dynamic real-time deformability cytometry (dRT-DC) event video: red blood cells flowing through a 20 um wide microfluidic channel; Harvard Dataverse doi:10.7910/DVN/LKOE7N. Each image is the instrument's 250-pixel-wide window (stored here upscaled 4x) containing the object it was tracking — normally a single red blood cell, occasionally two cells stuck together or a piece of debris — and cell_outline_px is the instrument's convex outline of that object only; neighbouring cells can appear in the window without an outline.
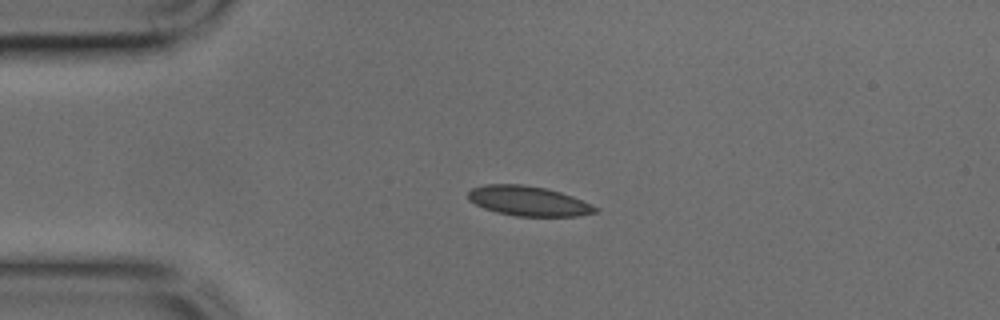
{"species": "common noctule bat (a hibernating species)", "species_latin": "Nyctalus noctula", "temperature_condition": "cold", "stored_images_in_passage": 44, "camera_frame_rate_fps": 3000, "um_per_image_px": 0.085, "animal": {"sex": "male", "body_mass_g": 17.9, "forearm_length_mm": 54.2}, "frame": {"image": 1, "passage_image": 9, "time_ms": 2.667, "image_size_px": [1000, 320], "cell_outline_px": [[600, 212], [576, 216], [516, 216], [496, 212], [484, 208], [468, 200], [468, 192], [472, 188], [484, 184], [520, 184], [544, 188], [560, 192], [572, 196], [600, 208]], "centroid_in_image_um": [44.92, 17.09], "position_along_channel_um": 40.1, "area_um2": 22.08}}
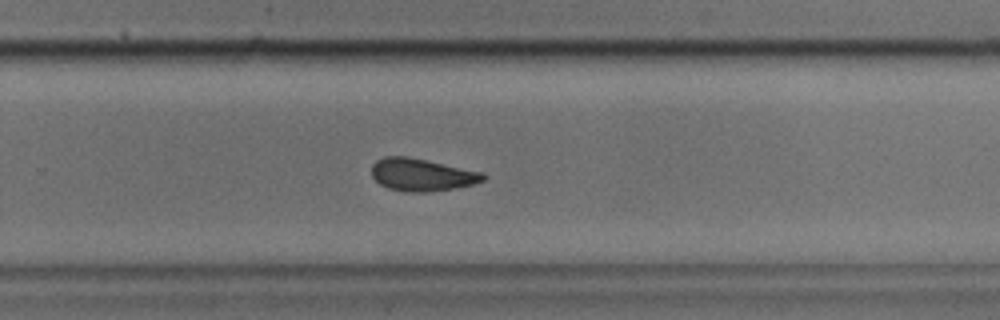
{"frame": {"image": 2, "passage_image": 28, "time_ms": 9.0, "image_size_px": [1000, 320], "cell_outline_px": [[488, 176], [484, 180], [472, 184], [456, 188], [424, 192], [408, 192], [388, 188], [380, 184], [372, 176], [372, 164], [376, 160], [384, 156], [408, 156], [484, 172]], "centroid_in_image_um": [35.86, 14.84], "position_along_channel_um": 293.9, "area_um2": 21.21}}
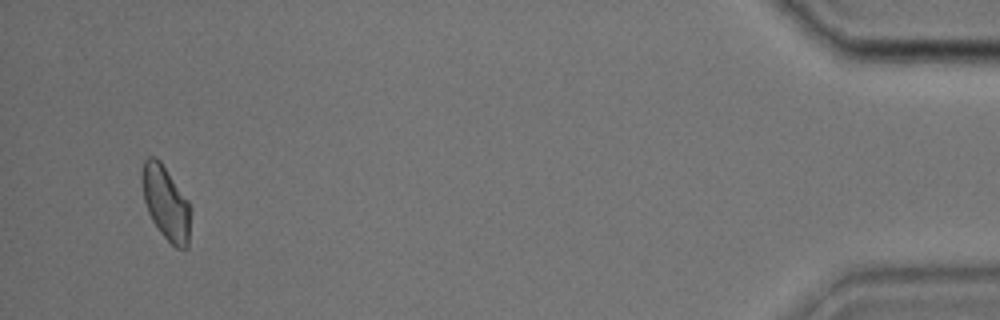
{"frame": {"image": 3, "passage_image": 42, "time_ms": 13.667, "image_size_px": [1000, 320], "cell_outline_px": [[188, 248], [176, 248], [160, 232], [152, 220], [148, 212], [144, 200], [140, 180], [140, 176], [144, 160], [148, 156], [156, 156], [160, 160], [188, 200]], "centroid_in_image_um": [14.04, 17.18], "position_along_channel_um": 421.2, "area_um2": 20.58}}